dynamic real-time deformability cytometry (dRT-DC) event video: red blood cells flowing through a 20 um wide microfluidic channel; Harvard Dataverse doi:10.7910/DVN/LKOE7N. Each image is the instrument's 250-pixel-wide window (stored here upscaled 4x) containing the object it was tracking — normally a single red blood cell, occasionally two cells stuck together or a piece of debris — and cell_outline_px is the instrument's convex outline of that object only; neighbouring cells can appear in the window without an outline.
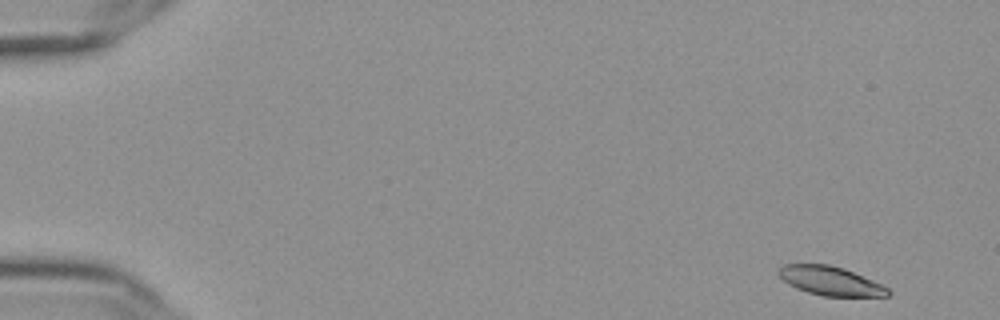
{"species": "Egyptian fruit bat (a non-hibernating species)", "species_latin": "Rousettus aegyptiacus", "temperature_condition": "cold", "stored_images_in_passage": 54, "camera_frame_rate_fps": 3000, "um_per_image_px": 0.085, "frame": {"image": 1, "passage_image": 1, "time_ms": 0.0, "image_size_px": [1000, 320], "cell_outline_px": [[892, 292], [888, 296], [824, 296], [808, 292], [796, 288], [788, 284], [776, 272], [784, 264], [828, 264], [844, 268], [872, 280], [888, 288]], "centroid_in_image_um": [70.58, 23.87], "position_along_channel_um": 14.4, "area_um2": 18.32}}
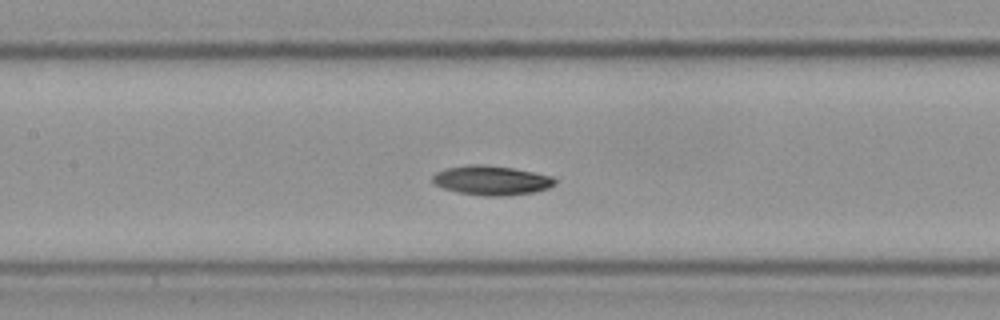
{"frame": {"image": 2, "passage_image": 25, "time_ms": 8.0, "image_size_px": [1000, 320], "cell_outline_px": [[556, 184], [548, 188], [532, 192], [504, 196], [484, 196], [456, 192], [444, 188], [436, 184], [432, 180], [432, 176], [436, 172], [448, 168], [468, 164], [484, 164], [512, 168], [552, 176], [556, 180]], "centroid_in_image_um": [41.77, 15.33], "position_along_channel_um": 165.6, "area_um2": 20.87}}
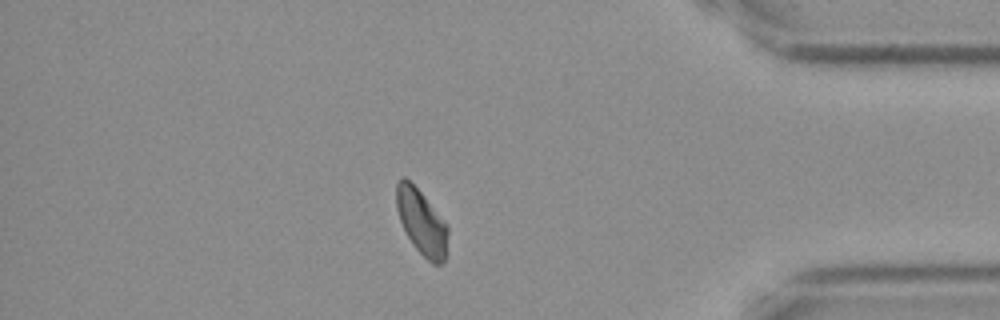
{"frame": {"image": 3, "passage_image": 47, "time_ms": 15.333, "image_size_px": [1000, 320], "cell_outline_px": [[448, 232], [444, 264], [432, 264], [412, 244], [400, 220], [396, 208], [396, 184], [400, 176], [404, 176], [424, 196], [448, 228]], "centroid_in_image_um": [35.81, 18.88], "position_along_channel_um": 399.4, "area_um2": 19.13}, "authors_computed_cell_mechanics": {"area_um2": 19.8254, "velocity_mm_per_s": 3.5867, "shape_relaxation_time_tau1_ms": 3.6895, "shape_relaxation_time_tau2_ms": null, "deformation_change_tau1": 0.1245, "deformation_change_tau2": null}}